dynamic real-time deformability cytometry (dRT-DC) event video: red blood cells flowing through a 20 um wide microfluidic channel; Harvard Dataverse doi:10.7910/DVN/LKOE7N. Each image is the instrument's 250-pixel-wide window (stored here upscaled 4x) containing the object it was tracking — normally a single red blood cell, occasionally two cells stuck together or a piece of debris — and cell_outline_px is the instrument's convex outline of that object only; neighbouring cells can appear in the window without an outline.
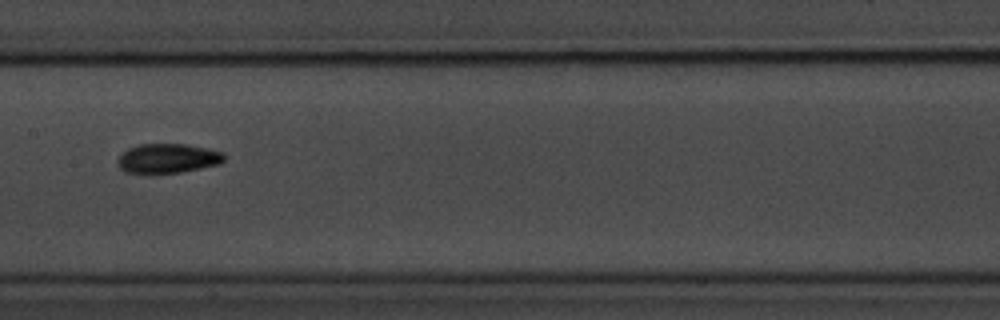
{"species": "common noctule bat (a hibernating species)", "species_latin": "Nyctalus noctula", "temperature_condition": "room temperature", "stored_images_in_passage": 39, "camera_frame_rate_fps": 3000, "um_per_image_px": 0.085, "animal": {"sex": "male", "body_mass_g": 20.1, "forearm_length_mm": 53.5}, "frame": {"image": 1, "passage_image": 12, "time_ms": 3.667, "image_size_px": [1000, 320], "cell_outline_px": [[224, 160], [220, 164], [180, 172], [124, 172], [116, 164], [116, 160], [128, 148], [136, 144], [184, 144], [224, 152]], "centroid_in_image_um": [14.24, 13.45], "position_along_channel_um": 193.2, "area_um2": 18.03}}
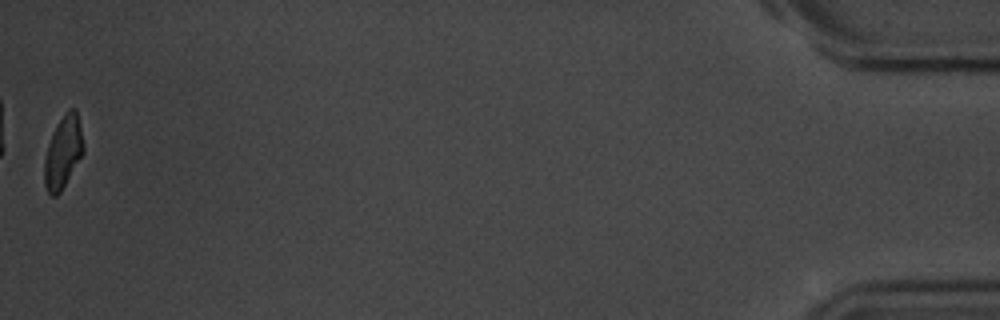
{"frame": {"image": 2, "passage_image": 39, "time_ms": 12.667, "image_size_px": [1000, 320], "cell_outline_px": [[84, 152], [60, 192], [56, 196], [52, 196], [48, 192], [44, 184], [44, 160], [48, 144], [56, 124], [68, 108], [76, 108], [84, 144]], "centroid_in_image_um": [5.36, 12.91], "position_along_channel_um": 429.8, "area_um2": 16.42}, "authors_computed_cell_mechanics": {"area_um2": 17.4556, "velocity_mm_per_s": 3.6943, "shape_relaxation_time_tau1_ms": 3.1433, "shape_relaxation_time_tau2_ms": 2.37, "deformation_change_tau1": 0.1196, "deformation_change_tau2": 0.0885}}